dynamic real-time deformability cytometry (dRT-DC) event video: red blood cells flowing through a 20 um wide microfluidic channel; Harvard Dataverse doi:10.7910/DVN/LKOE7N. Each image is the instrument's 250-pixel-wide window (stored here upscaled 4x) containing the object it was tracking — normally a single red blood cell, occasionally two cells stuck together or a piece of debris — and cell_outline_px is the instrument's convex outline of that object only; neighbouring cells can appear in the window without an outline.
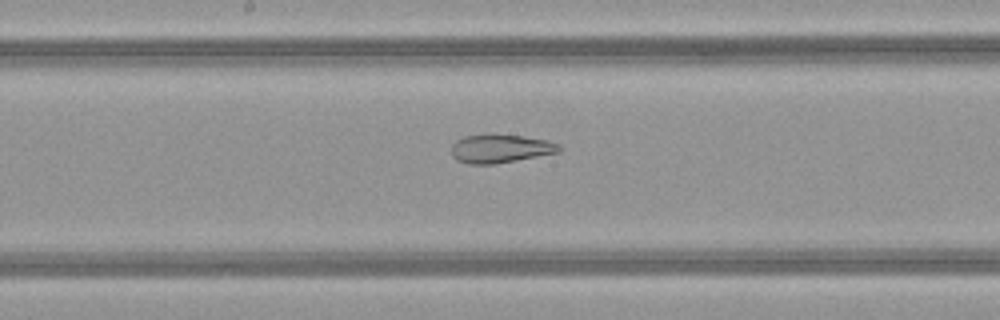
{"species": "common noctule bat (a hibernating species)", "species_latin": "Nyctalus noctula", "temperature_condition": "warm", "stored_images_in_passage": 50, "camera_frame_rate_fps": 3000, "um_per_image_px": 0.085, "animal": {"sex": "female", "body_mass_g": 21.9}, "frame": {"image": 1, "passage_image": 26, "time_ms": 8.333, "image_size_px": [1000, 320], "cell_outline_px": [[560, 152], [496, 164], [468, 164], [456, 160], [452, 156], [452, 144], [456, 140], [464, 136], [492, 132], [524, 136], [548, 140], [560, 144]], "centroid_in_image_um": [42.52, 12.6], "position_along_channel_um": 205.7, "area_um2": 18.44}}
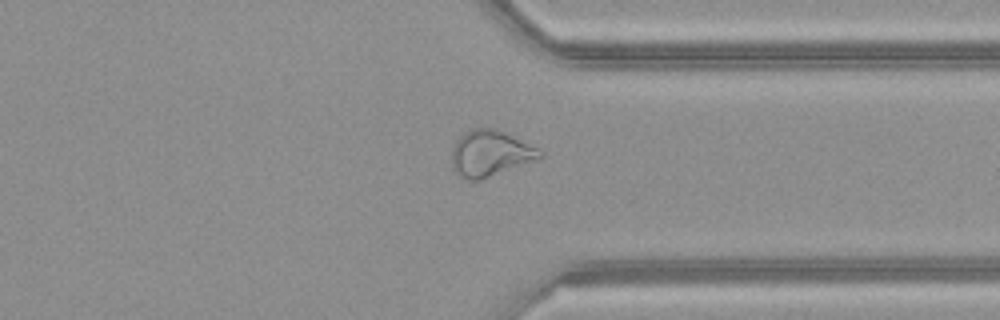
{"frame": {"image": 2, "passage_image": 38, "time_ms": 12.333, "image_size_px": [1000, 320], "cell_outline_px": [[544, 156], [536, 160], [480, 180], [468, 180], [460, 176], [452, 168], [452, 148], [456, 140], [464, 132], [476, 128], [496, 128], [540, 148], [544, 152]], "centroid_in_image_um": [41.69, 13.03], "position_along_channel_um": 369.7, "area_um2": 23.76}}
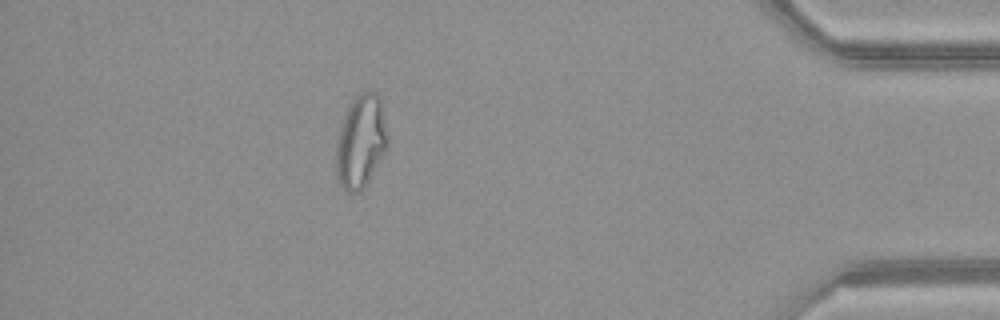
{"frame": {"image": 3, "passage_image": 44, "time_ms": 14.333, "image_size_px": [1000, 320], "cell_outline_px": [[388, 148], [368, 180], [360, 192], [348, 192], [336, 180], [336, 144], [340, 128], [344, 116], [348, 108], [356, 96], [360, 92], [376, 92], [380, 96], [388, 136]], "centroid_in_image_um": [30.67, 12.04], "position_along_channel_um": 404.5, "area_um2": 27.86}, "authors_computed_cell_mechanics": {"area_um2": 26.6747, "velocity_mm_per_s": 4.1404, "shape_relaxation_time_tau1_ms": null, "shape_relaxation_time_tau2_ms": 2.0595, "deformation_change_tau1": null, "deformation_change_tau2": 0.1016}}